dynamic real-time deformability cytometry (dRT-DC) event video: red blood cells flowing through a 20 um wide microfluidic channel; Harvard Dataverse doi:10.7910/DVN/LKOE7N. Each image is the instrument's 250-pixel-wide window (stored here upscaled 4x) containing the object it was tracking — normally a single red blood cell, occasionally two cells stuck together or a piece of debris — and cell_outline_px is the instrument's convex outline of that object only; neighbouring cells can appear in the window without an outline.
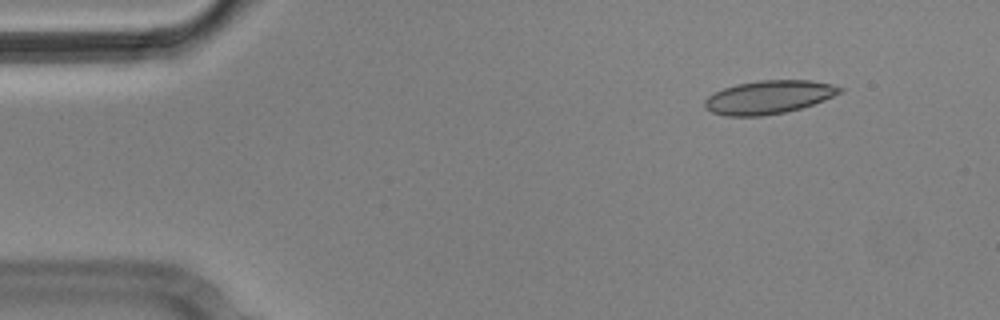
{"species": "Egyptian fruit bat (a non-hibernating species)", "species_latin": "Rousettus aegyptiacus", "temperature_condition": "cold", "stored_images_in_passage": 4, "camera_frame_rate_fps": 3000, "um_per_image_px": 0.085, "animal": {"sex": "male"}, "frame": {"image": 1, "passage_image": 2, "time_ms": 0.333, "image_size_px": [1000, 320], "cell_outline_px": [[844, 92], [824, 100], [800, 108], [784, 112], [760, 116], [724, 116], [712, 112], [704, 108], [704, 100], [708, 96], [724, 88], [736, 84], [760, 80], [812, 80], [832, 84], [844, 88]], "centroid_in_image_um": [65.35, 8.25], "position_along_channel_um": 19.6, "area_um2": 26.3}}